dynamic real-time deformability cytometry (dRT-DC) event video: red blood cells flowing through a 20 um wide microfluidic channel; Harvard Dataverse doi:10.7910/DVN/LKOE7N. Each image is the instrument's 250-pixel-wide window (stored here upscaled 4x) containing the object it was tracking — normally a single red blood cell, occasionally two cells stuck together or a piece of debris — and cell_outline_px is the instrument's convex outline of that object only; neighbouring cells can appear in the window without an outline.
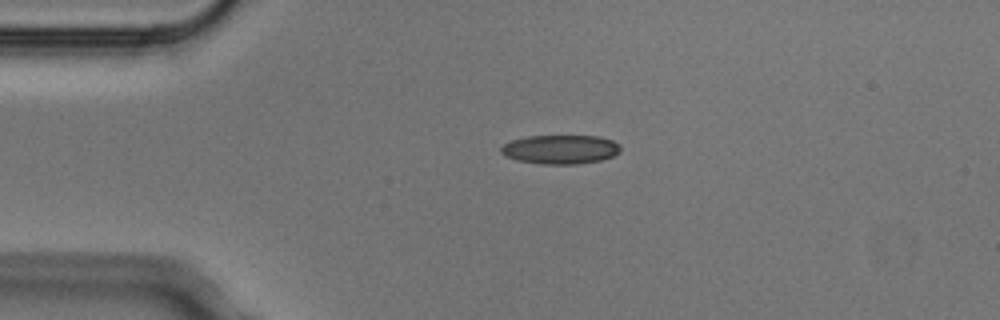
{"species": "Egyptian fruit bat (a non-hibernating species)", "species_latin": "Rousettus aegyptiacus", "temperature_condition": "cold", "stored_images_in_passage": 7, "camera_frame_rate_fps": 3000, "um_per_image_px": 0.085, "animal": {"sex": "male"}, "frame": {"image": 1, "passage_image": 2, "time_ms": 0.333, "image_size_px": [1000, 320], "cell_outline_px": [[620, 152], [612, 156], [600, 160], [576, 164], [540, 164], [516, 160], [504, 156], [500, 152], [500, 148], [504, 144], [512, 140], [528, 136], [600, 136], [612, 140], [620, 144]], "centroid_in_image_um": [47.62, 12.7], "position_along_channel_um": 37.4, "area_um2": 20.29}}
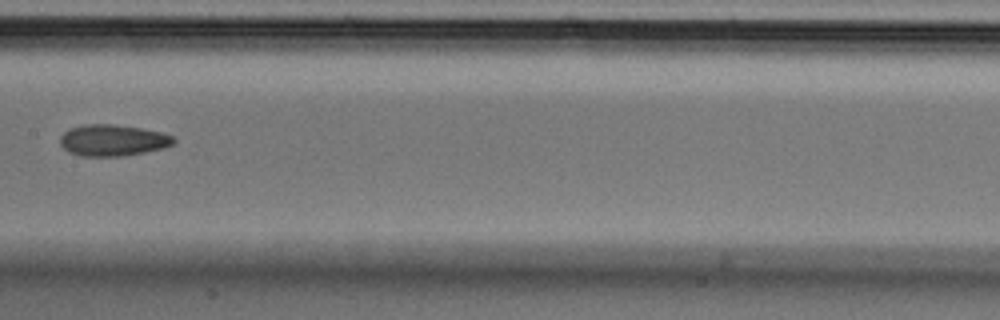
{"frame": {"image": 2, "passage_image": 6, "time_ms": 1.667, "image_size_px": [1000, 320], "cell_outline_px": [[176, 140], [172, 144], [164, 148], [124, 156], [80, 156], [68, 152], [60, 144], [60, 136], [68, 128], [84, 124], [112, 124], [140, 128], [160, 132], [172, 136]], "centroid_in_image_um": [9.54, 11.92], "position_along_channel_um": 197.9, "area_um2": 20.81}}
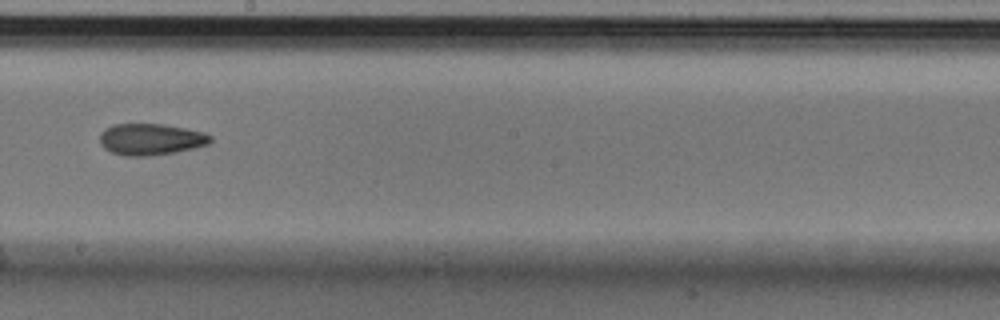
{"frame": {"image": 3, "passage_image": 7, "time_ms": 2.0, "image_size_px": [1000, 320], "cell_outline_px": [[212, 140], [208, 144], [176, 152], [148, 156], [124, 156], [112, 152], [104, 148], [100, 144], [100, 132], [104, 128], [112, 124], [164, 124], [204, 132], [212, 136]], "centroid_in_image_um": [12.79, 11.83], "position_along_channel_um": 235.4, "area_um2": 20.4}}